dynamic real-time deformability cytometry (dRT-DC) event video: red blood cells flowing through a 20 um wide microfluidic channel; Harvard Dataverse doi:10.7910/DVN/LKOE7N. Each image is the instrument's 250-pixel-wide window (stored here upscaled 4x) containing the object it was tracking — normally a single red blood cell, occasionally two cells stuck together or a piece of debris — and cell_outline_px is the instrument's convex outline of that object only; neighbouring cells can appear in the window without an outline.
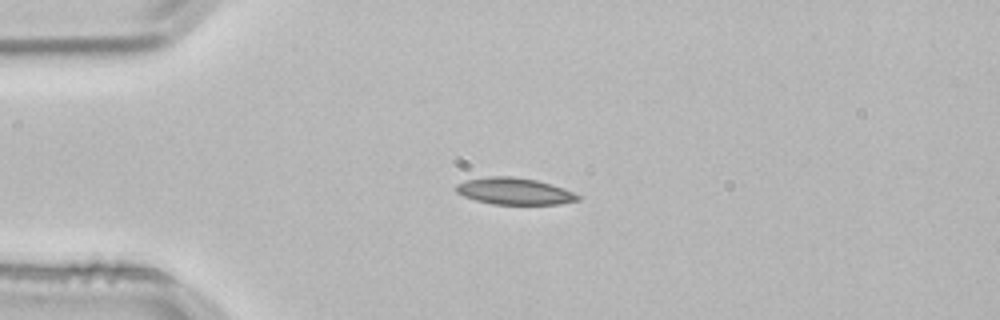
{"species": "common noctule bat (a hibernating species)", "species_latin": "Nyctalus noctula", "temperature_condition": "room temperature", "stored_images_in_passage": 3, "camera_frame_rate_fps": 3000, "um_per_image_px": 0.085, "animal": {"sex": "male", "body_mass_g": 21.5, "forearm_length_mm": 52.0}, "frame": {"image": 1, "passage_image": 3, "time_ms": 0.667, "image_size_px": [1000, 320], "cell_outline_px": [[580, 200], [560, 204], [492, 204], [476, 200], [464, 196], [456, 192], [456, 184], [464, 180], [488, 176], [512, 176], [536, 180], [572, 192], [580, 196]], "centroid_in_image_um": [43.67, 16.25], "position_along_channel_um": 41.3, "area_um2": 18.79}}